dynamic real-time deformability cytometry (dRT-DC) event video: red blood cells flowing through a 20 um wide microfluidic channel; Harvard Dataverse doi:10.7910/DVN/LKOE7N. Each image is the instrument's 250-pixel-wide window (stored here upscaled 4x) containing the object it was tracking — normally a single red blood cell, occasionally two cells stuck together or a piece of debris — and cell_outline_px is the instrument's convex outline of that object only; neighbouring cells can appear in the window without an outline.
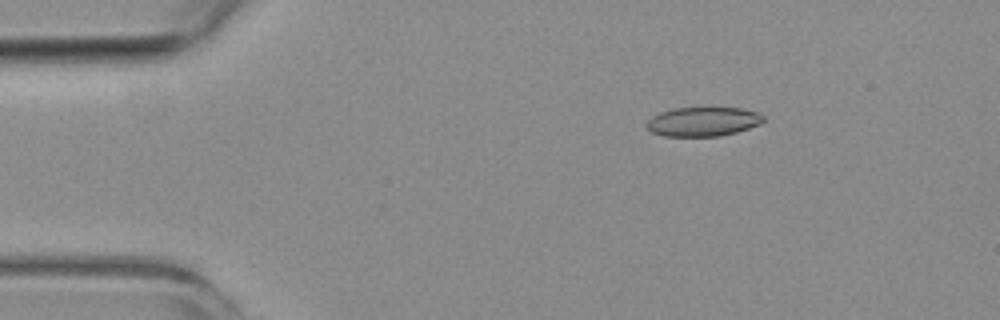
{"species": "common noctule bat (a hibernating species)", "species_latin": "Nyctalus noctula", "temperature_condition": "room temperature", "stored_images_in_passage": 6, "segment_of_instrument_passage": [1, 2], "camera_frame_rate_fps": 3000, "um_per_image_px": 0.085, "animal": {"sex": "female", "body_mass_g": 19.3, "forearm_length_mm": 54.1}, "frame": {"image": 1, "passage_image": 3, "time_ms": 2.333, "image_size_px": [1000, 320], "cell_outline_px": [[764, 120], [760, 124], [736, 132], [720, 136], [664, 136], [652, 132], [644, 124], [652, 116], [660, 112], [676, 108], [740, 108], [756, 112], [764, 116]], "centroid_in_image_um": [59.73, 10.34], "position_along_channel_um": 25.3, "area_um2": 19.77}}